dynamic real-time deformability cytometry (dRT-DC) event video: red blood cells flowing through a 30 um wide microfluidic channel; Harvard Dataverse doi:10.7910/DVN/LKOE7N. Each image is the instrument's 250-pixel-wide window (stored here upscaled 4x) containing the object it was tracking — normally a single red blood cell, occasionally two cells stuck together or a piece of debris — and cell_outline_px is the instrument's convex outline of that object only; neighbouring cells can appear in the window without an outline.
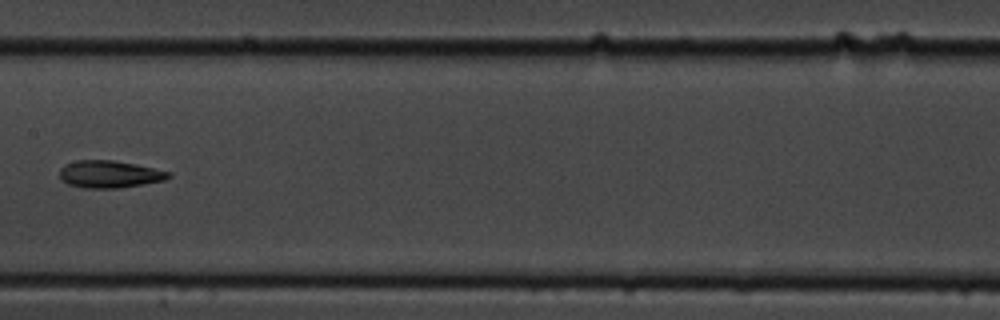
{"species": "common noctule bat (a hibernating species)", "species_latin": "Nyctalus noctula", "temperature_condition": "cold", "stored_images_in_passage": 14, "camera_frame_rate_fps": 3000, "um_per_image_px": 0.085, "animal": {"sex": "male", "body_mass_g": 19.5, "forearm_length_mm": 54.6}, "frame": {"image": 1, "passage_image": 7, "time_ms": 7.667, "image_size_px": [1000, 320], "cell_outline_px": [[172, 176], [164, 180], [116, 188], [84, 188], [68, 184], [60, 176], [60, 168], [64, 164], [76, 160], [112, 160], [136, 164], [172, 172]], "centroid_in_image_um": [9.31, 14.79], "position_along_channel_um": 198.1, "area_um2": 17.22}}
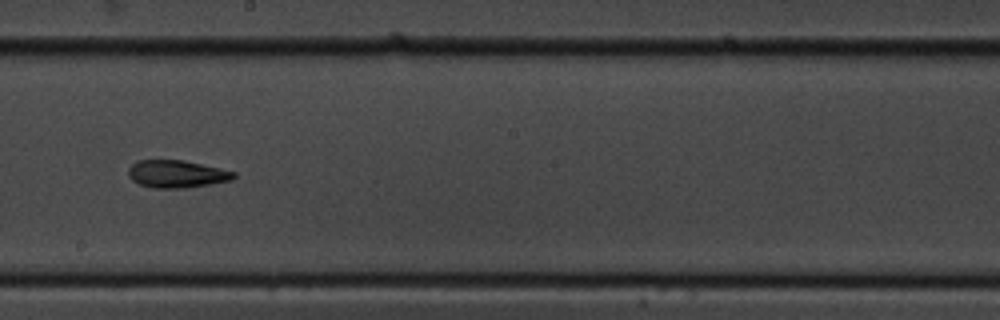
{"frame": {"image": 2, "passage_image": 8, "time_ms": 8.667, "image_size_px": [1000, 320], "cell_outline_px": [[236, 176], [232, 180], [184, 188], [152, 188], [140, 184], [132, 180], [128, 176], [128, 168], [136, 160], [184, 160], [236, 172]], "centroid_in_image_um": [14.99, 14.78], "position_along_channel_um": 233.2, "area_um2": 16.88}}
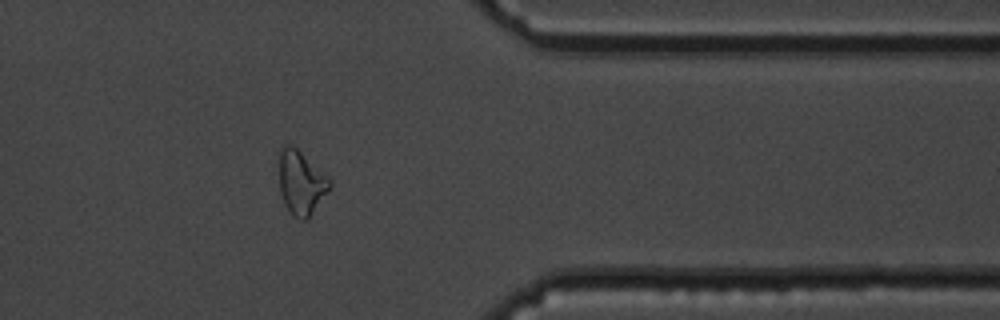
{"frame": {"image": 3, "passage_image": 12, "time_ms": 13.333, "image_size_px": [1000, 320], "cell_outline_px": [[332, 184], [308, 220], [300, 220], [292, 216], [284, 204], [280, 192], [280, 144], [292, 144], [328, 176], [332, 180]], "centroid_in_image_um": [25.59, 15.53], "position_along_channel_um": 385.8, "area_um2": 18.96}, "authors_computed_cell_mechanics": {"area_um2": 17.6868, "velocity_mm_per_s": 3.5421, "shape_relaxation_time_tau1_ms": 6.5945, "shape_relaxation_time_tau2_ms": 3.0465, "deformation_change_tau1": 0.1496, "deformation_change_tau2": 0.111}}